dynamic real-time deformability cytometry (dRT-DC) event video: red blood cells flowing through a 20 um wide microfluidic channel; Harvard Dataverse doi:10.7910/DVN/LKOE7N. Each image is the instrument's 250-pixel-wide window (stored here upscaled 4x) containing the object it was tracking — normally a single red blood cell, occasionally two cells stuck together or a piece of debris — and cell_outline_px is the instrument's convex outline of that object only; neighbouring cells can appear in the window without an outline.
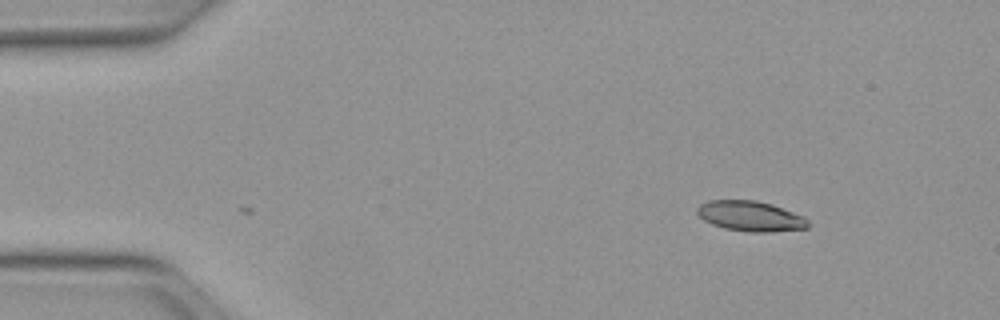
{"species": "Egyptian fruit bat (a non-hibernating species)", "species_latin": "Rousettus aegyptiacus", "temperature_condition": "warm", "stored_images_in_passage": 2, "camera_frame_rate_fps": 3000, "um_per_image_px": 0.085, "animal": {"sex": "female"}, "frame": {"image": 1, "passage_image": 2, "time_ms": 0.333, "image_size_px": [1000, 320], "cell_outline_px": [[808, 228], [772, 232], [748, 232], [724, 228], [712, 224], [704, 220], [696, 212], [696, 208], [700, 204], [708, 200], [756, 200], [772, 204], [804, 216], [808, 220]], "centroid_in_image_um": [63.79, 18.37], "position_along_channel_um": 21.2, "area_um2": 19.65}}